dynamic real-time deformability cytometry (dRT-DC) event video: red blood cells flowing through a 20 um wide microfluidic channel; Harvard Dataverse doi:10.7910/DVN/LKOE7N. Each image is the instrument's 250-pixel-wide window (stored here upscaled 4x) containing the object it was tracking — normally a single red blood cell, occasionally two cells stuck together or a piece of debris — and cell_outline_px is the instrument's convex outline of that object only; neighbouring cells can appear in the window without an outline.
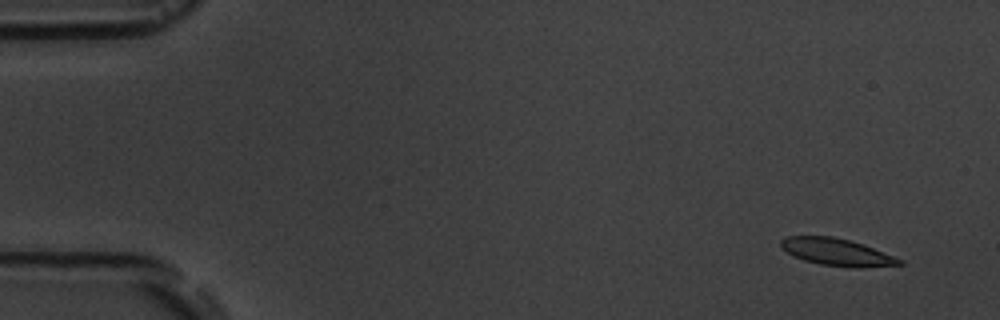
{"species": "common noctule bat (a hibernating species)", "species_latin": "Nyctalus noctula", "temperature_condition": "room temperature", "stored_images_in_passage": 4, "camera_frame_rate_fps": 3000, "um_per_image_px": 0.085, "animal": {"sex": "male", "body_mass_g": 19.5, "forearm_length_mm": 54.6}, "frame": {"image": 1, "passage_image": 1, "time_ms": 0.0, "image_size_px": [1000, 320], "cell_outline_px": [[904, 264], [860, 268], [856, 268], [820, 264], [804, 260], [792, 256], [780, 244], [780, 240], [788, 236], [832, 236], [864, 244], [904, 260]], "centroid_in_image_um": [71.16, 21.43], "position_along_channel_um": 13.8, "area_um2": 18.73}}
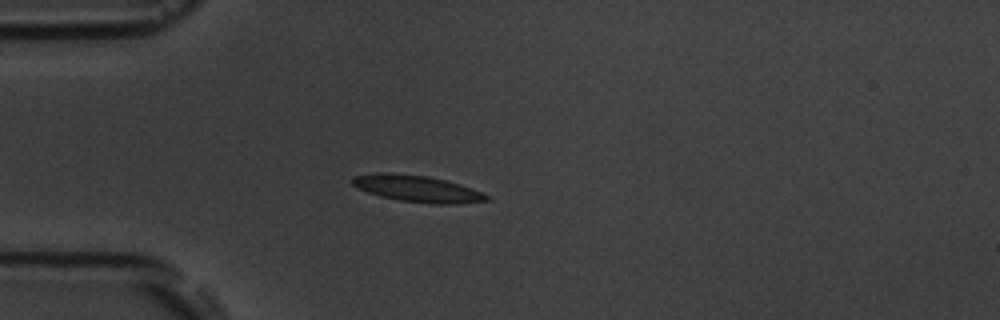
{"frame": {"image": 2, "passage_image": 4, "time_ms": 4.0, "image_size_px": [1000, 320], "cell_outline_px": [[492, 200], [460, 204], [432, 204], [400, 200], [380, 196], [356, 188], [352, 184], [352, 180], [356, 176], [380, 172], [392, 172], [428, 176], [460, 184], [492, 196]], "centroid_in_image_um": [35.52, 16.04], "position_along_channel_um": 49.5, "area_um2": 20.92}}